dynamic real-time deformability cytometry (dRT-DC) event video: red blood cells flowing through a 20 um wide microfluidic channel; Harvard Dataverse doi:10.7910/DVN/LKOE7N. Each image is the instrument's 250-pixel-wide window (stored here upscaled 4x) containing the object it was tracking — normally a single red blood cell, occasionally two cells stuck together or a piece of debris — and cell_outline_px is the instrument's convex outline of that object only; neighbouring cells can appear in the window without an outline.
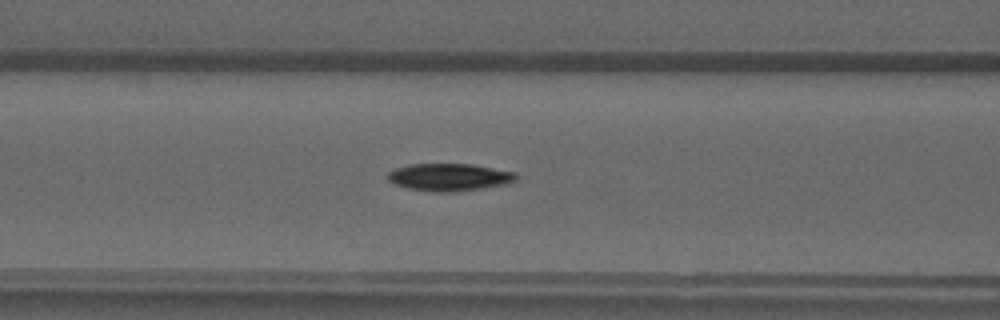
{"species": "common noctule bat (a hibernating species)", "species_latin": "Nyctalus noctula", "temperature_condition": "warm", "stored_images_in_passage": 43, "camera_frame_rate_fps": 3000, "um_per_image_px": 0.085, "animal": {"sex": "male", "forearm_length_mm": 52.5}, "frame": {"image": 1, "passage_image": 21, "time_ms": 6.667, "image_size_px": [1000, 320], "cell_outline_px": [[520, 176], [516, 180], [508, 184], [456, 192], [432, 192], [408, 188], [396, 184], [388, 180], [384, 176], [388, 172], [396, 168], [408, 164], [468, 164], [516, 172]], "centroid_in_image_um": [38.19, 15.06], "position_along_channel_um": 128.4, "area_um2": 20.69}}
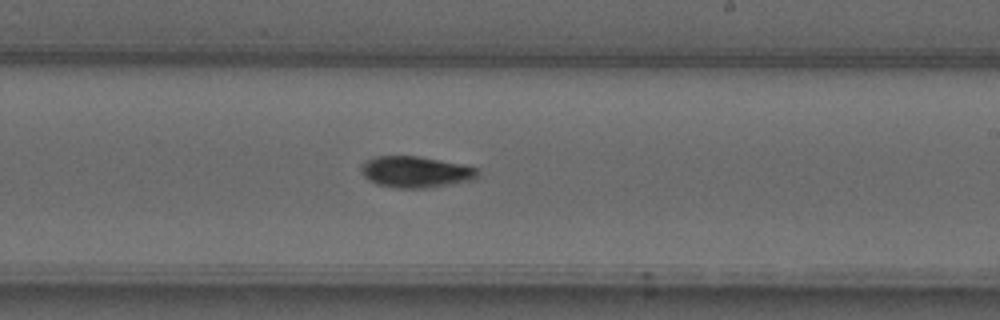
{"frame": {"image": 2, "passage_image": 30, "time_ms": 9.667, "image_size_px": [1000, 320], "cell_outline_px": [[480, 176], [476, 180], [428, 188], [396, 188], [376, 184], [368, 180], [360, 172], [360, 168], [368, 160], [376, 156], [416, 156], [440, 160], [480, 168]], "centroid_in_image_um": [35.39, 14.63], "position_along_channel_um": 253.6, "area_um2": 21.5}}
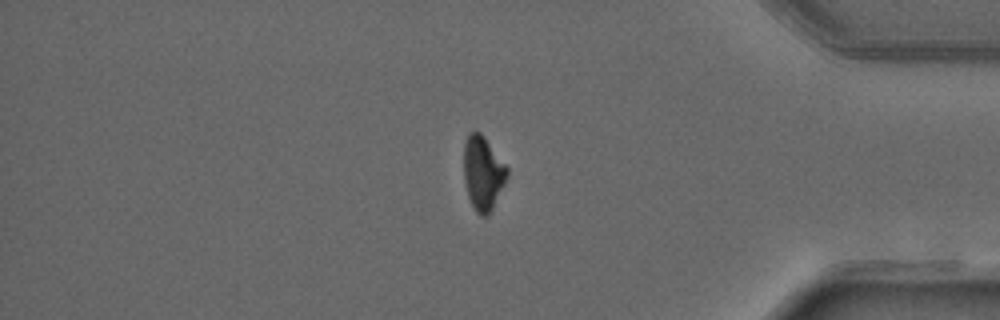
{"frame": {"image": 3, "passage_image": 42, "time_ms": 13.667, "image_size_px": [1000, 320], "cell_outline_px": [[508, 176], [488, 216], [480, 216], [476, 212], [468, 196], [464, 180], [464, 144], [468, 132], [480, 132], [484, 136], [508, 168]], "centroid_in_image_um": [41.04, 14.7], "position_along_channel_um": 394.2, "area_um2": 18.55}}